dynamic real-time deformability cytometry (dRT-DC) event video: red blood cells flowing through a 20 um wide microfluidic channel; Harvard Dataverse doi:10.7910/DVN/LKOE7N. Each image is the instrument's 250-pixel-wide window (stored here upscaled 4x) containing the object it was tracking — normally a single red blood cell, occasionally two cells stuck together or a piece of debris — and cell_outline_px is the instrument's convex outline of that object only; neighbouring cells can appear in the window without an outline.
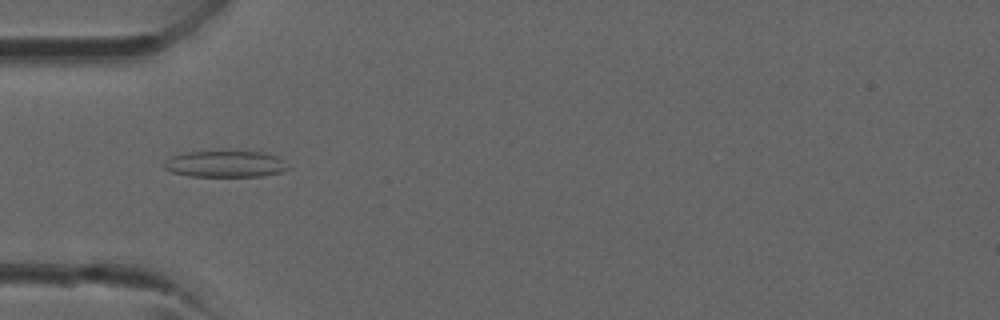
{"species": "common noctule bat (a hibernating species)", "species_latin": "Nyctalus noctula", "temperature_condition": "room temperature", "stored_images_in_passage": 33, "camera_frame_rate_fps": 3000, "um_per_image_px": 0.085, "animal": {"sex": "male", "forearm_length_mm": 52.5}, "frame": {"image": 1, "passage_image": 6, "time_ms": 1.667, "image_size_px": [1000, 320], "cell_outline_px": [[288, 168], [280, 172], [264, 176], [188, 176], [172, 172], [164, 168], [164, 164], [172, 156], [188, 152], [264, 152], [276, 156], [284, 160]], "centroid_in_image_um": [19.17, 13.95], "position_along_channel_um": 65.8, "area_um2": 18.79}}
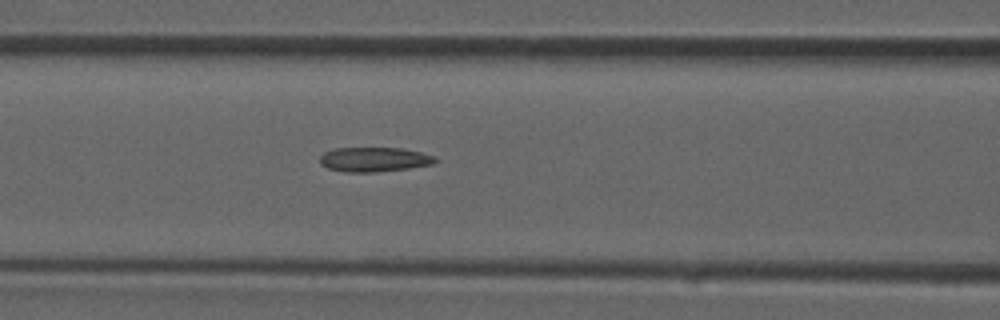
{"frame": {"image": 2, "passage_image": 10, "time_ms": 3.0, "image_size_px": [1000, 320], "cell_outline_px": [[436, 160], [432, 164], [408, 168], [376, 172], [344, 172], [328, 168], [320, 164], [320, 156], [324, 152], [332, 148], [400, 148], [420, 152], [436, 156]], "centroid_in_image_um": [31.76, 13.55], "position_along_channel_um": 134.8, "area_um2": 16.47}}